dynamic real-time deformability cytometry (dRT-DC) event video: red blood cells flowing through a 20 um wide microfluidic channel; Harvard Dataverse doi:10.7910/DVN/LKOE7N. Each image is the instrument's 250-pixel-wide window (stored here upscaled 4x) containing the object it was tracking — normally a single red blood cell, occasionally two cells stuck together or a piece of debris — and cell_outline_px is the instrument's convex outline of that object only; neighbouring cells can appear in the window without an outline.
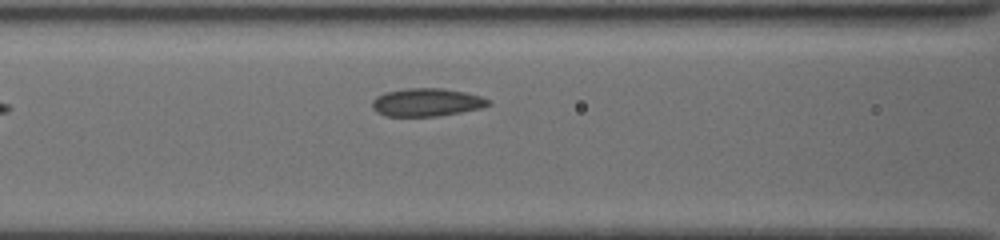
{"species": "common noctule bat (a hibernating species)", "species_latin": "Nyctalus noctula", "temperature_condition": "cold", "stored_images_in_passage": 25, "camera_frame_rate_fps": 3000, "um_per_image_px": 0.085, "animal": {"sex": "female", "body_mass_g": 19.5, "forearm_length_mm": 54.1}, "frame": {"image": 1, "passage_image": 5, "time_ms": 2.0, "image_size_px": [1000, 240], "cell_outline_px": [[492, 104], [480, 108], [460, 112], [436, 116], [384, 116], [376, 112], [372, 108], [372, 100], [376, 96], [384, 92], [404, 88], [444, 88], [464, 92], [480, 96], [492, 100]], "centroid_in_image_um": [36.24, 8.69], "position_along_channel_um": 130.4, "area_um2": 19.13}}
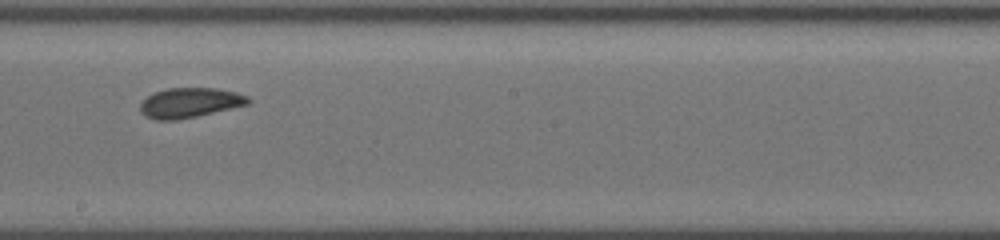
{"frame": {"image": 2, "passage_image": 11, "time_ms": 4.667, "image_size_px": [1000, 240], "cell_outline_px": [[252, 100], [248, 104], [196, 116], [176, 120], [156, 120], [144, 116], [140, 112], [140, 104], [148, 96], [156, 92], [168, 88], [216, 88], [236, 92], [248, 96]], "centroid_in_image_um": [16.13, 8.73], "position_along_channel_um": 232.1, "area_um2": 18.67}}
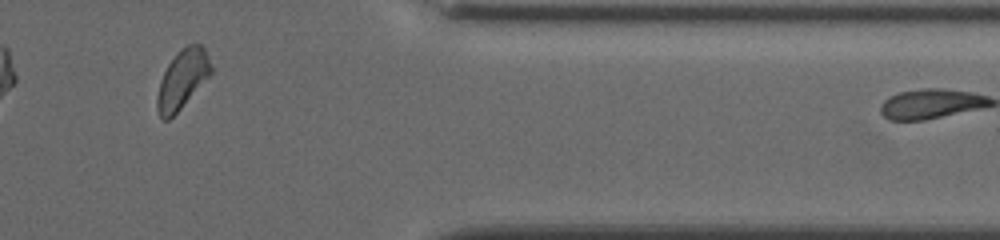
{"frame": {"image": 3, "passage_image": 23, "time_ms": 9.333, "image_size_px": [1000, 240], "cell_outline_px": [[212, 72], [180, 108], [168, 120], [160, 120], [156, 108], [156, 100], [160, 80], [168, 64], [188, 44], [200, 44], [204, 48], [208, 56], [212, 68]], "centroid_in_image_um": [15.47, 6.77], "position_along_channel_um": 395.9, "area_um2": 17.92}}